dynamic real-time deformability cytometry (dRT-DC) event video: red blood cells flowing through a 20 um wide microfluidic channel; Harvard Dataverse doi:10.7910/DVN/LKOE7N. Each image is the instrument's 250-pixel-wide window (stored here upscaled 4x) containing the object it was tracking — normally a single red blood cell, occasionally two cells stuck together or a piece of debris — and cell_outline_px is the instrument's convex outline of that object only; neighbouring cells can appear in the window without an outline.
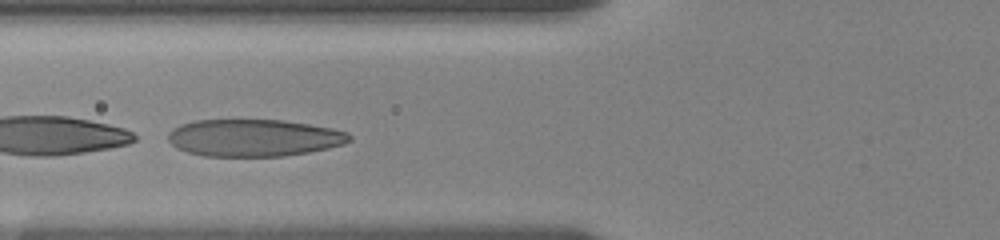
{"species": "human", "species_latin": "Homo sapiens", "temperature_condition": "room temperature", "stored_images_in_passage": 52, "camera_frame_rate_fps": 3000, "um_per_image_px": 0.085, "donor": {"sex": "female"}, "frame": {"image": 1, "passage_image": 18, "time_ms": 5.0, "image_size_px": [1000, 240], "cell_outline_px": [[352, 140], [344, 144], [328, 148], [308, 152], [284, 156], [204, 156], [188, 152], [176, 148], [168, 140], [168, 132], [172, 128], [180, 124], [196, 120], [284, 120], [308, 124], [348, 132], [352, 136]], "centroid_in_image_um": [21.56, 11.71], "position_along_channel_um": 104.2, "area_um2": 39.3}}
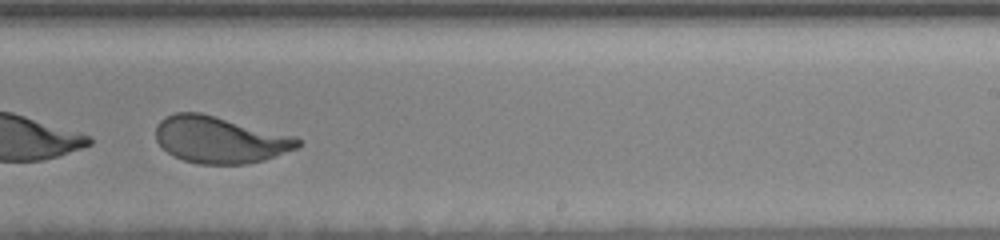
{"frame": {"image": 2, "passage_image": 38, "time_ms": 9.667, "image_size_px": [1000, 240], "cell_outline_px": [[300, 144], [296, 148], [264, 160], [248, 164], [200, 164], [184, 160], [168, 152], [156, 140], [156, 124], [164, 116], [176, 112], [200, 112], [296, 136], [300, 140]], "centroid_in_image_um": [18.68, 11.86], "position_along_channel_um": 270.3, "area_um2": 38.61}}
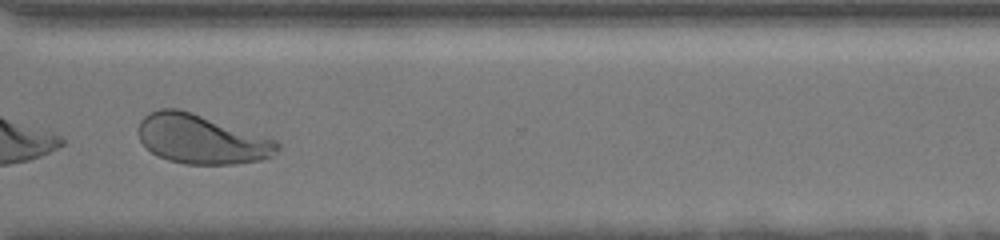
{"frame": {"image": 3, "passage_image": 46, "time_ms": 12.0, "image_size_px": [1000, 240], "cell_outline_px": [[280, 148], [272, 156], [260, 160], [236, 164], [184, 164], [168, 160], [152, 152], [140, 140], [136, 132], [136, 128], [140, 120], [148, 112], [160, 108], [176, 108], [192, 112], [276, 140], [280, 144]], "centroid_in_image_um": [17.08, 11.82], "position_along_channel_um": 353.5, "area_um2": 39.94}, "authors_computed_cell_mechanics": {"area_um2": 40.0265, "velocity_mm_per_s": 3.5597, "shape_relaxation_time_tau1_ms": 3.2248, "shape_relaxation_time_tau2_ms": null, "deformation_change_tau1": 0.1712, "deformation_change_tau2": null}}